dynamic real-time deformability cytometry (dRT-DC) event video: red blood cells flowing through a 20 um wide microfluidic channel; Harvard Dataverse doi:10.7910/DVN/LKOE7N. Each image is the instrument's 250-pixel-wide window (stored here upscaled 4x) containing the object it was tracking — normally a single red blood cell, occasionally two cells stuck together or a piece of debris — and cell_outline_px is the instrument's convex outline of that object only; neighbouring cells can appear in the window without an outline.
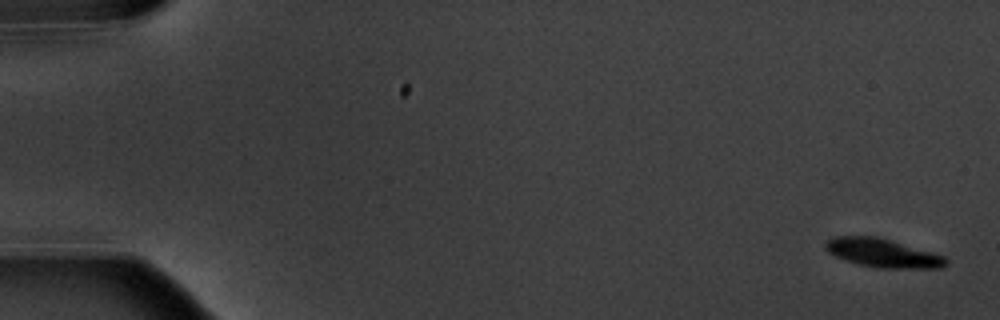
{"species": "common noctule bat (a hibernating species)", "species_latin": "Nyctalus noctula", "temperature_condition": "warm", "stored_images_in_passage": 8, "camera_frame_rate_fps": 3000, "um_per_image_px": 0.085, "animal": {"sex": "male", "body_mass_g": 20.1, "forearm_length_mm": 53.5}, "frame": {"image": 1, "passage_image": 1, "time_ms": 0.0, "image_size_px": [1000, 320], "cell_outline_px": [[948, 264], [940, 268], [876, 268], [856, 264], [836, 256], [828, 252], [824, 248], [824, 244], [828, 240], [836, 236], [876, 236], [932, 252], [944, 256], [948, 260]], "centroid_in_image_um": [75.02, 21.51], "position_along_channel_um": 10.0, "area_um2": 20.06}}
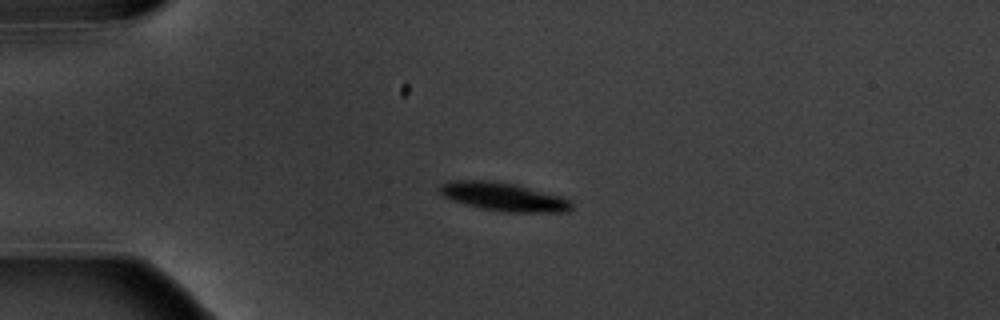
{"frame": {"image": 2, "passage_image": 4, "time_ms": 4.333, "image_size_px": [1000, 320], "cell_outline_px": [[572, 208], [568, 212], [504, 212], [480, 208], [464, 204], [452, 200], [444, 196], [436, 188], [440, 184], [452, 180], [492, 180], [516, 184], [560, 196], [572, 200]], "centroid_in_image_um": [42.79, 16.72], "position_along_channel_um": 42.2, "area_um2": 22.08}}